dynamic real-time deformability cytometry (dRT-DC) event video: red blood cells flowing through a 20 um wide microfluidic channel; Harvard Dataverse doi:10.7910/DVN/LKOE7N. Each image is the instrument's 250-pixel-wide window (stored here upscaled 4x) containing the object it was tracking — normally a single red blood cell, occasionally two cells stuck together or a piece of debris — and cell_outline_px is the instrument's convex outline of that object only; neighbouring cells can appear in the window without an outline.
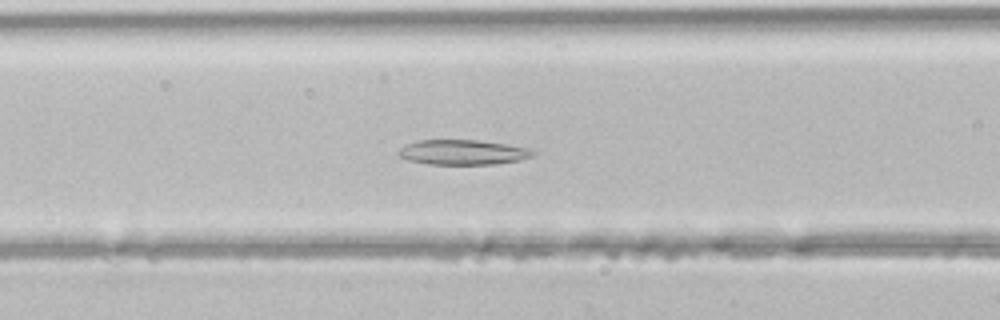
{"species": "common noctule bat (a hibernating species)", "species_latin": "Nyctalus noctula", "temperature_condition": "room temperature", "stored_images_in_passage": 35, "camera_frame_rate_fps": 3000, "um_per_image_px": 0.085, "animal": {"sex": "male", "body_mass_g": 21.5, "forearm_length_mm": 52.0}, "frame": {"image": 1, "passage_image": 16, "time_ms": 5.0, "image_size_px": [1000, 320], "cell_outline_px": [[536, 152], [532, 156], [520, 160], [496, 164], [432, 164], [408, 160], [400, 156], [396, 152], [400, 148], [408, 144], [420, 140], [476, 140], [504, 144], [528, 148]], "centroid_in_image_um": [39.34, 12.94], "position_along_channel_um": 127.3, "area_um2": 19.31}}
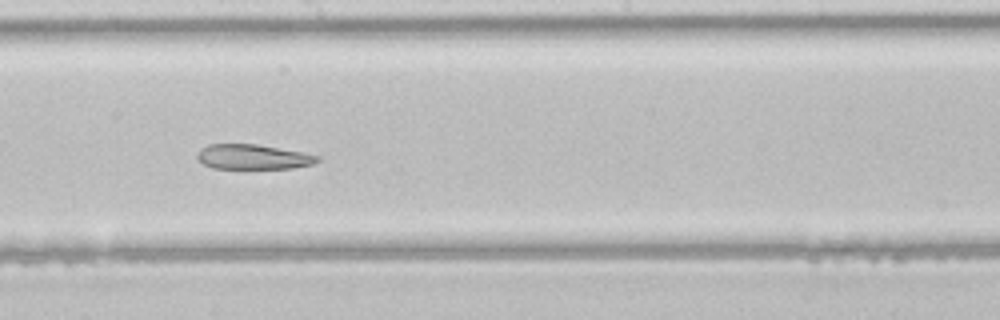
{"frame": {"image": 2, "passage_image": 23, "time_ms": 7.333, "image_size_px": [1000, 320], "cell_outline_px": [[320, 160], [312, 164], [292, 168], [212, 168], [204, 164], [196, 156], [208, 144], [256, 144], [304, 152], [320, 156]], "centroid_in_image_um": [21.56, 13.33], "position_along_channel_um": 226.6, "area_um2": 17.22}}
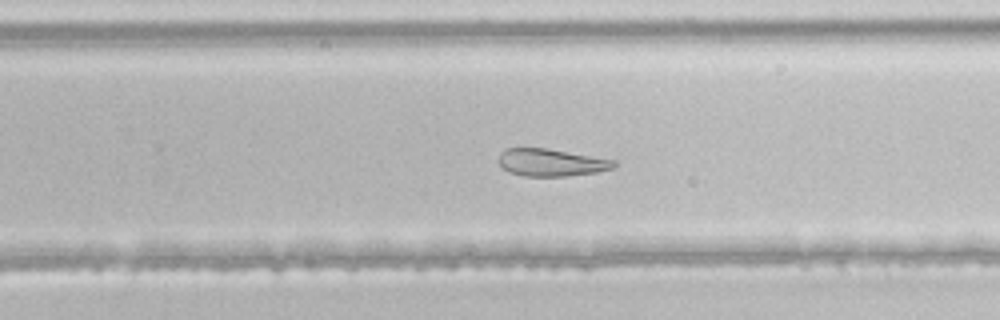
{"frame": {"image": 3, "passage_image": 27, "time_ms": 8.667, "image_size_px": [1000, 320], "cell_outline_px": [[616, 164], [612, 168], [596, 172], [564, 176], [524, 176], [512, 172], [504, 168], [496, 160], [500, 152], [504, 148], [544, 148], [616, 160]], "centroid_in_image_um": [46.81, 13.8], "position_along_channel_um": 283.0, "area_um2": 18.21}}